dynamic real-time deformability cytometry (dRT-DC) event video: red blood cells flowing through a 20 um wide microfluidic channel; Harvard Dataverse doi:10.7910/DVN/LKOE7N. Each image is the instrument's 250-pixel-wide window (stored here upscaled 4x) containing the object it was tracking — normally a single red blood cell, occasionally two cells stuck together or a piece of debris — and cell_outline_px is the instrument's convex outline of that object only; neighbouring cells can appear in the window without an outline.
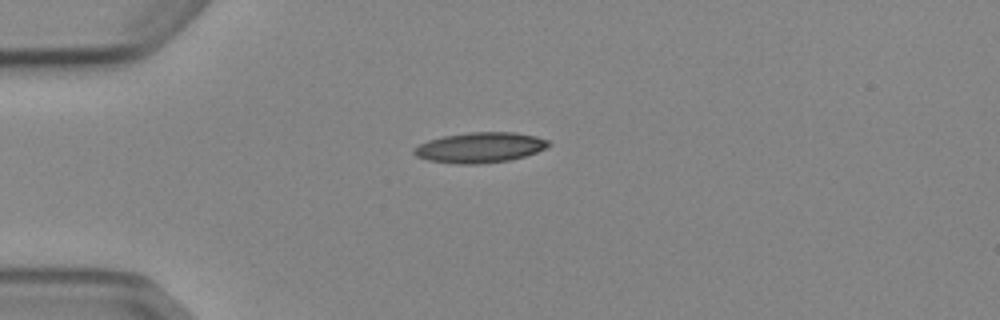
{"species": "Egyptian fruit bat (a non-hibernating species)", "species_latin": "Rousettus aegyptiacus", "temperature_condition": "cold", "stored_images_in_passage": 5, "camera_frame_rate_fps": 3000, "um_per_image_px": 0.085, "animal": {"sex": "female"}, "frame": {"image": 1, "passage_image": 5, "time_ms": 4.667, "image_size_px": [1000, 320], "cell_outline_px": [[548, 144], [544, 148], [536, 152], [524, 156], [508, 160], [480, 164], [456, 164], [428, 160], [416, 156], [412, 152], [412, 148], [428, 140], [444, 136], [468, 132], [516, 132], [536, 136], [548, 140]], "centroid_in_image_um": [40.75, 12.54], "position_along_channel_um": 44.3, "area_um2": 23.7}}